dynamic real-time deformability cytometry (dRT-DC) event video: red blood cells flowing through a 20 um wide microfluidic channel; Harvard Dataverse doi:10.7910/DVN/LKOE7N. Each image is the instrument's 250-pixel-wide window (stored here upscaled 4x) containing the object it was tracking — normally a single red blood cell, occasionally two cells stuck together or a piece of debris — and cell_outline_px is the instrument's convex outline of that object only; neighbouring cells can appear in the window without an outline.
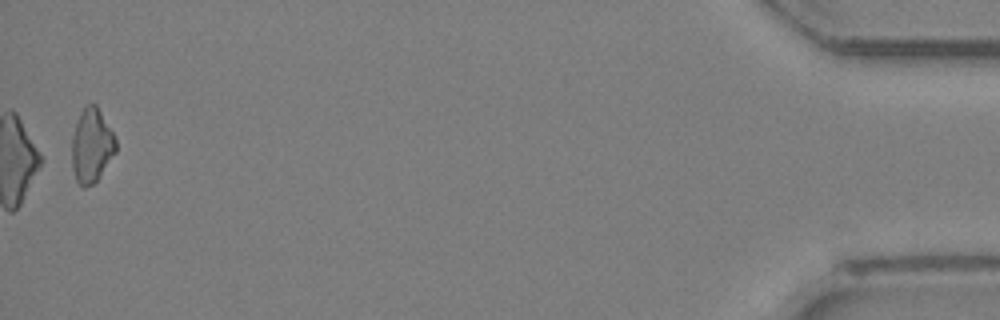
{"species": "Egyptian fruit bat (a non-hibernating species)", "species_latin": "Rousettus aegyptiacus", "temperature_condition": "room temperature", "stored_images_in_passage": 33, "camera_frame_rate_fps": 3000, "um_per_image_px": 0.085, "animal": {"sex": "female"}, "frame": {"image": 1, "passage_image": 33, "time_ms": 10.667, "image_size_px": [1000, 320], "cell_outline_px": [[116, 152], [96, 180], [92, 184], [84, 188], [76, 180], [72, 168], [72, 136], [80, 112], [84, 104], [96, 104], [112, 132], [116, 140]], "centroid_in_image_um": [7.77, 12.36], "position_along_channel_um": 427.4, "area_um2": 18.79}}